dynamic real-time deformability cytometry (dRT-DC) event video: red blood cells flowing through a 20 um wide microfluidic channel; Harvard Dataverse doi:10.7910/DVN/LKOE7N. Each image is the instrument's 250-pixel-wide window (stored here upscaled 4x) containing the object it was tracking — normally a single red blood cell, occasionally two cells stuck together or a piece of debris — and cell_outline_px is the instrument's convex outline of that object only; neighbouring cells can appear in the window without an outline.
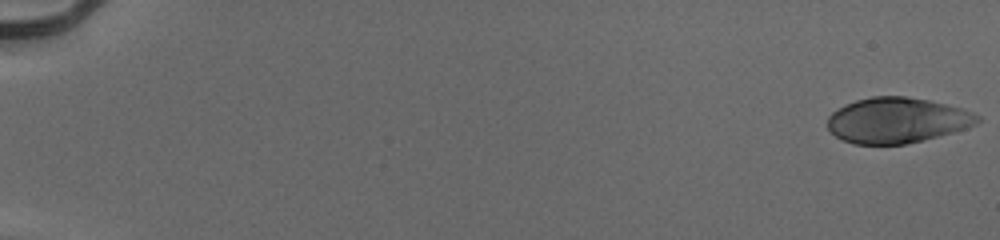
{"species": "human", "species_latin": "Homo sapiens", "temperature_condition": "cold", "stored_images_in_passage": 54, "camera_frame_rate_fps": 3000, "um_per_image_px": 0.085, "donor": {"sex": "male"}, "frame": {"image": 1, "passage_image": 1, "time_ms": 0.0, "image_size_px": [1000, 240], "cell_outline_px": [[980, 120], [976, 124], [968, 128], [904, 144], [852, 144], [836, 136], [828, 128], [828, 116], [836, 108], [844, 104], [856, 100], [872, 96], [904, 96], [928, 100], [960, 108], [972, 112], [980, 116]], "centroid_in_image_um": [76.22, 10.22], "position_along_channel_um": 8.8, "area_um2": 39.48}}
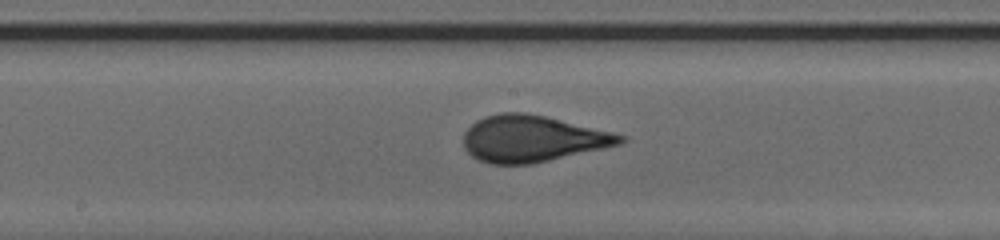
{"frame": {"image": 2, "passage_image": 31, "time_ms": 10.0, "image_size_px": [1000, 240], "cell_outline_px": [[628, 140], [620, 144], [604, 148], [532, 164], [492, 164], [480, 160], [472, 156], [464, 148], [464, 132], [476, 120], [484, 116], [500, 112], [524, 112], [544, 116], [612, 132], [628, 136]], "centroid_in_image_um": [45.25, 11.79], "position_along_channel_um": 203.0, "area_um2": 42.37}}
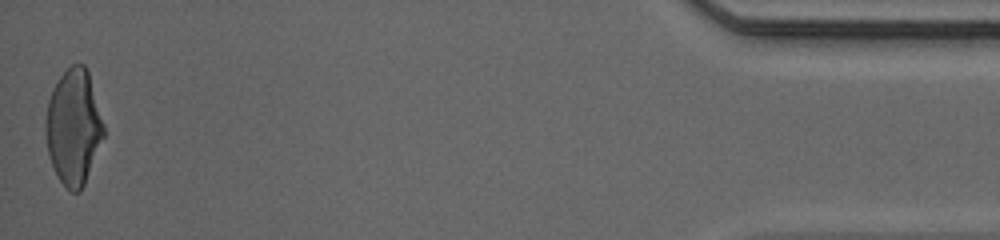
{"frame": {"image": 3, "passage_image": 54, "time_ms": 17.667, "image_size_px": [1000, 240], "cell_outline_px": [[104, 136], [84, 184], [80, 192], [68, 192], [60, 180], [52, 164], [48, 152], [44, 132], [44, 120], [48, 100], [52, 88], [60, 76], [72, 64], [84, 64], [88, 72], [104, 124]], "centroid_in_image_um": [6.23, 10.8], "position_along_channel_um": 429.0, "area_um2": 39.02}, "authors_computed_cell_mechanics": {"area_um2": 40.4889, "velocity_mm_per_s": 3.9605, "shape_relaxation_time_tau1_ms": 4.5472, "shape_relaxation_time_tau2_ms": null, "deformation_change_tau1": 0.183, "deformation_change_tau2": null}}